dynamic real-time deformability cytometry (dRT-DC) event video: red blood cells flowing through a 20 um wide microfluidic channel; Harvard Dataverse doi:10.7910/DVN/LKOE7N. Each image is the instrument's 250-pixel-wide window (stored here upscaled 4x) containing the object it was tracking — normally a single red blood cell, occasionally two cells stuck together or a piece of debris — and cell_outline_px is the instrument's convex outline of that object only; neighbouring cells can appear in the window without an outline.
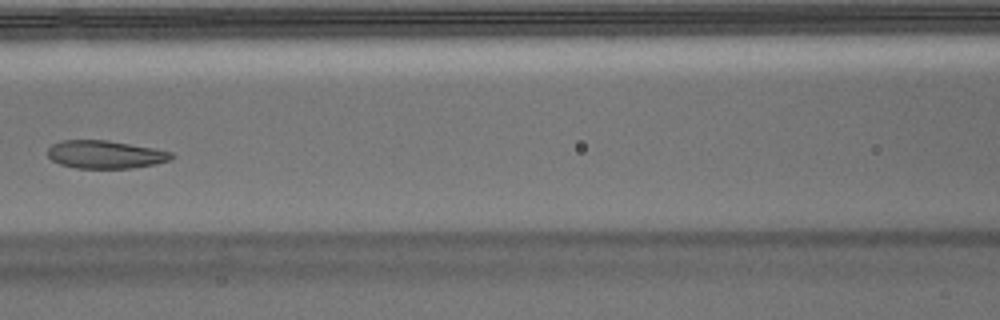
{"species": "Egyptian fruit bat (a non-hibernating species)", "species_latin": "Rousettus aegyptiacus", "temperature_condition": "warm", "stored_images_in_passage": 6, "camera_frame_rate_fps": 3000, "um_per_image_px": 0.085, "animal": {"sex": "male"}, "frame": {"image": 1, "passage_image": 6, "time_ms": 1.667, "image_size_px": [1000, 320], "cell_outline_px": [[176, 156], [172, 160], [156, 164], [132, 168], [76, 168], [60, 164], [52, 160], [48, 156], [48, 148], [52, 144], [64, 140], [108, 140], [156, 148], [172, 152]], "centroid_in_image_um": [9.01, 13.13], "position_along_channel_um": 157.6, "area_um2": 20.4}}